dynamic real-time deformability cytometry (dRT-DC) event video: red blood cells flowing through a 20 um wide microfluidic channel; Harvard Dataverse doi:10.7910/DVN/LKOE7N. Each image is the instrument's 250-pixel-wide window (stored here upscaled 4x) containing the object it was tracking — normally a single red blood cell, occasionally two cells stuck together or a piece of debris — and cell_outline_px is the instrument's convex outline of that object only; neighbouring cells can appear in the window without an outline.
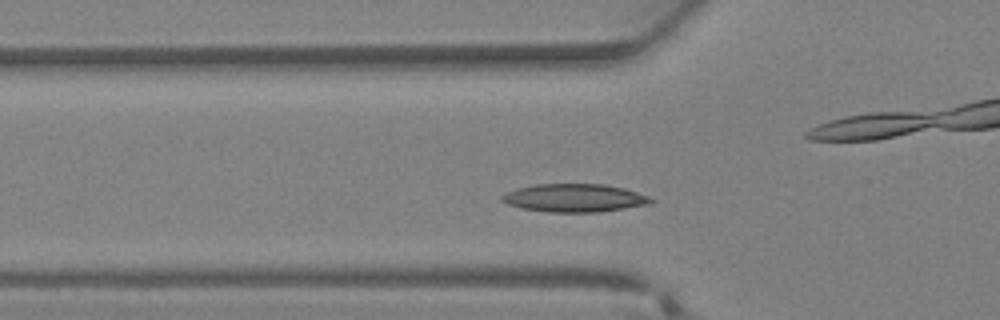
{"species": "Egyptian fruit bat (a non-hibernating species)", "species_latin": "Rousettus aegyptiacus", "temperature_condition": "warm", "stored_images_in_passage": 30, "camera_frame_rate_fps": 3000, "um_per_image_px": 0.085, "animal": {"sex": "female"}, "frame": {"image": 1, "passage_image": 9, "time_ms": 2.667, "image_size_px": [1000, 320], "cell_outline_px": [[656, 200], [652, 204], [600, 212], [548, 212], [520, 208], [508, 204], [500, 200], [500, 196], [516, 188], [536, 184], [604, 184], [624, 188], [648, 196]], "centroid_in_image_um": [48.84, 16.83], "position_along_channel_um": 77.0, "area_um2": 24.57}}